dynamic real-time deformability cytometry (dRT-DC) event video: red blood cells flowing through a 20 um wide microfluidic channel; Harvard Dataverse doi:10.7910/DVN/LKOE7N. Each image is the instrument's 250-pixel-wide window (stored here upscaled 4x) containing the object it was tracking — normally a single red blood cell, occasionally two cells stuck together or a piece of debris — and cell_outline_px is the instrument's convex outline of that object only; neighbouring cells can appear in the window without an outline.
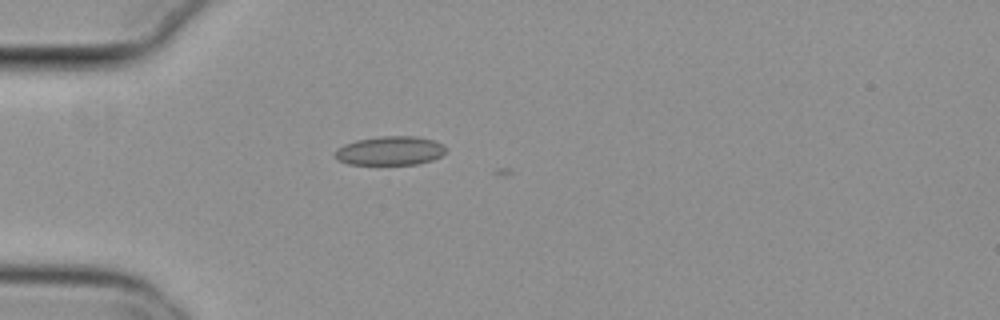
{"species": "common noctule bat (a hibernating species)", "species_latin": "Nyctalus noctula", "temperature_condition": "cold", "stored_images_in_passage": 6, "camera_frame_rate_fps": 3000, "um_per_image_px": 0.085, "animal": {"sex": "female", "body_mass_g": 29.2, "forearm_length_mm": 56.3}, "frame": {"image": 1, "passage_image": 2, "time_ms": 0.333, "image_size_px": [1000, 320], "cell_outline_px": [[444, 152], [440, 156], [432, 160], [416, 164], [348, 164], [336, 160], [336, 148], [344, 144], [356, 140], [380, 136], [416, 136], [432, 140], [444, 144]], "centroid_in_image_um": [33.12, 12.81], "position_along_channel_um": 51.9, "area_um2": 18.61}}